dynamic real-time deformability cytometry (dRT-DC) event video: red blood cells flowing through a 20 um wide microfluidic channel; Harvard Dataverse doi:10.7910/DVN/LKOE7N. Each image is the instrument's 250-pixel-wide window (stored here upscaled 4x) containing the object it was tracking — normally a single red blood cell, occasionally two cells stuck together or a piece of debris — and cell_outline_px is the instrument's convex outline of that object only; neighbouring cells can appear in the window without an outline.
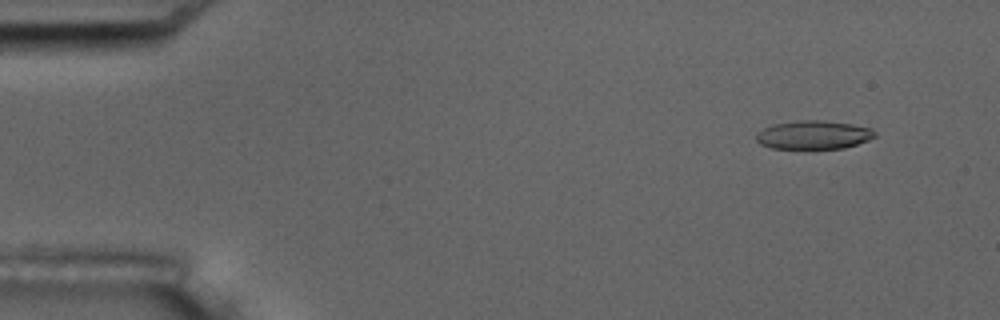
{"species": "common noctule bat (a hibernating species)", "species_latin": "Nyctalus noctula", "temperature_condition": "room temperature", "stored_images_in_passage": 5, "camera_frame_rate_fps": 3000, "um_per_image_px": 0.085, "animal": {"sex": "male", "body_mass_g": 17.5, "forearm_length_mm": 52.3}, "frame": {"image": 1, "passage_image": 2, "time_ms": 1.0, "image_size_px": [1000, 320], "cell_outline_px": [[876, 136], [868, 140], [844, 148], [772, 148], [760, 144], [756, 140], [756, 132], [772, 124], [796, 120], [824, 120], [852, 124], [872, 128], [876, 132]], "centroid_in_image_um": [69.14, 11.45], "position_along_channel_um": 15.9, "area_um2": 19.83}}